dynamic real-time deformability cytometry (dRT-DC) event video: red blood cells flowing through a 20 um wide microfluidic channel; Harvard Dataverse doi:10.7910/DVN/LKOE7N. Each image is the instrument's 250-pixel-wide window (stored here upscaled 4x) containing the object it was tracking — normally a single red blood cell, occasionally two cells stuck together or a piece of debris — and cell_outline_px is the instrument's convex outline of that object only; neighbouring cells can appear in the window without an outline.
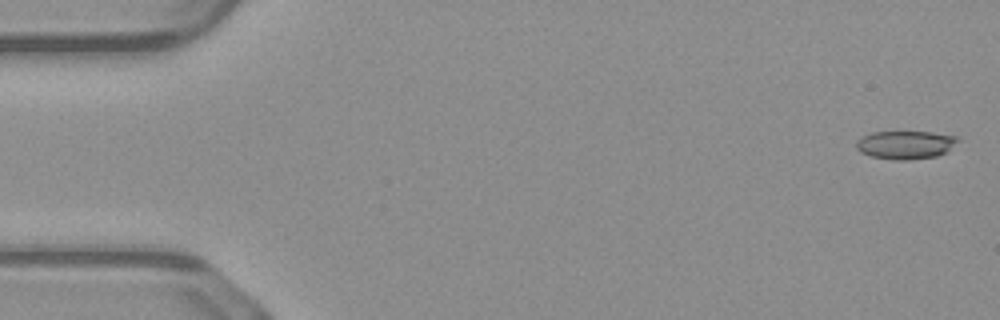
{"species": "common noctule bat (a hibernating species)", "species_latin": "Nyctalus noctula", "temperature_condition": "warm", "stored_images_in_passage": 49, "camera_frame_rate_fps": 3000, "um_per_image_px": 0.085, "animal": {"sex": "male", "body_mass_g": 23.1, "forearm_length_mm": 52.7}, "frame": {"image": 1, "passage_image": 2, "time_ms": 0.333, "image_size_px": [1000, 320], "cell_outline_px": [[960, 140], [948, 152], [936, 156], [908, 160], [892, 160], [872, 156], [860, 152], [856, 148], [856, 140], [872, 132], [932, 132], [956, 136]], "centroid_in_image_um": [76.99, 12.31], "position_along_channel_um": 8.0, "area_um2": 16.82}}
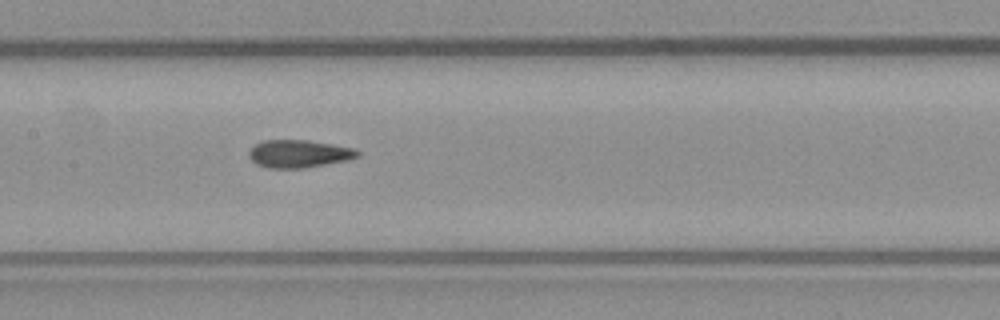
{"frame": {"image": 2, "passage_image": 25, "time_ms": 8.0, "image_size_px": [1000, 320], "cell_outline_px": [[360, 156], [348, 160], [304, 168], [268, 168], [256, 164], [248, 156], [248, 152], [256, 144], [264, 140], [308, 140], [356, 148], [360, 152]], "centroid_in_image_um": [25.43, 13.07], "position_along_channel_um": 182.0, "area_um2": 17.63}}
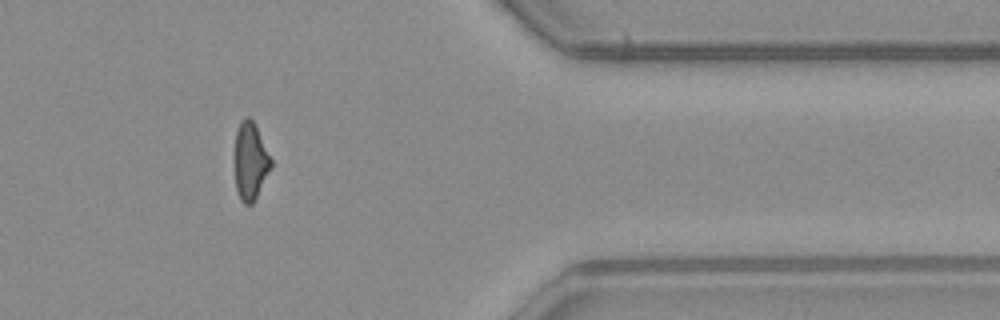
{"frame": {"image": 3, "passage_image": 42, "time_ms": 13.667, "image_size_px": [1000, 320], "cell_outline_px": [[272, 168], [252, 204], [244, 204], [240, 200], [236, 192], [232, 164], [232, 156], [236, 132], [240, 120], [244, 116], [248, 116], [256, 124], [272, 160]], "centroid_in_image_um": [21.23, 13.68], "position_along_channel_um": 390.2, "area_um2": 17.4}}